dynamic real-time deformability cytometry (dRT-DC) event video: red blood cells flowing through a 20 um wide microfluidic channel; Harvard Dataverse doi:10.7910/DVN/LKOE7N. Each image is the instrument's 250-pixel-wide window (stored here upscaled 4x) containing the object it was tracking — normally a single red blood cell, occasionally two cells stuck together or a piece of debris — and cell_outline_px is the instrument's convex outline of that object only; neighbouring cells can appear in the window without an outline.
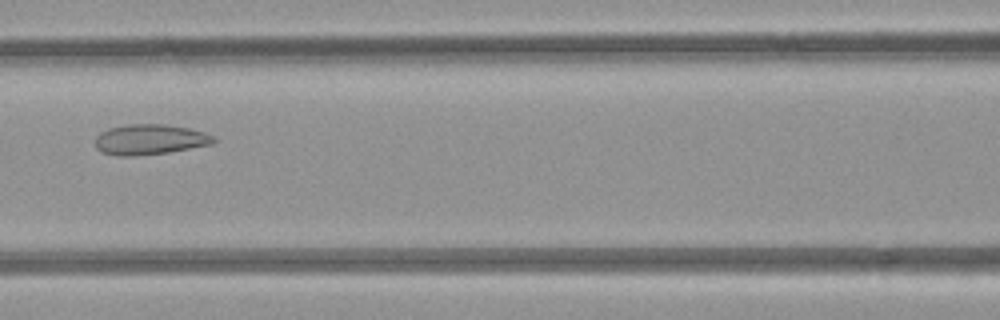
{"species": "common noctule bat (a hibernating species)", "species_latin": "Nyctalus noctula", "temperature_condition": "room temperature", "stored_images_in_passage": 6, "camera_frame_rate_fps": 3000, "um_per_image_px": 0.085, "animal": {"sex": "female", "body_mass_g": 21.9}, "frame": {"image": 1, "passage_image": 5, "time_ms": 4.667, "image_size_px": [1000, 320], "cell_outline_px": [[216, 140], [212, 144], [168, 152], [132, 156], [116, 156], [100, 152], [96, 148], [96, 136], [100, 132], [108, 128], [128, 124], [164, 124], [188, 128], [204, 132], [216, 136]], "centroid_in_image_um": [12.72, 11.85], "position_along_channel_um": 153.9, "area_um2": 21.04}}
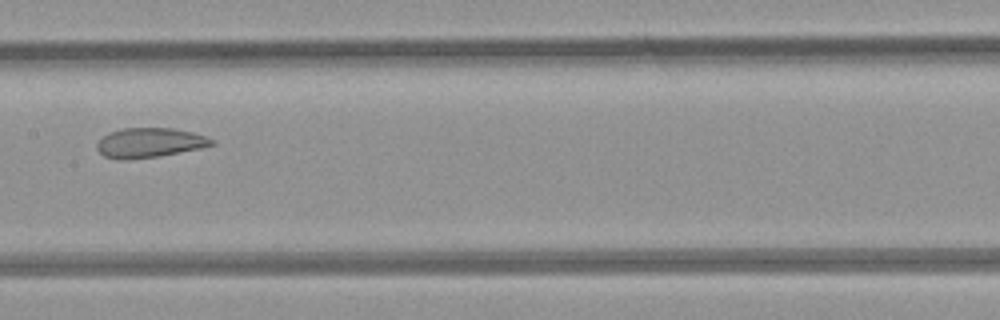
{"frame": {"image": 2, "passage_image": 6, "time_ms": 5.667, "image_size_px": [1000, 320], "cell_outline_px": [[216, 144], [200, 148], [156, 156], [128, 160], [120, 160], [104, 156], [96, 148], [96, 144], [108, 132], [124, 128], [172, 128], [192, 132], [216, 140]], "centroid_in_image_um": [12.7, 12.13], "position_along_channel_um": 194.7, "area_um2": 19.71}}